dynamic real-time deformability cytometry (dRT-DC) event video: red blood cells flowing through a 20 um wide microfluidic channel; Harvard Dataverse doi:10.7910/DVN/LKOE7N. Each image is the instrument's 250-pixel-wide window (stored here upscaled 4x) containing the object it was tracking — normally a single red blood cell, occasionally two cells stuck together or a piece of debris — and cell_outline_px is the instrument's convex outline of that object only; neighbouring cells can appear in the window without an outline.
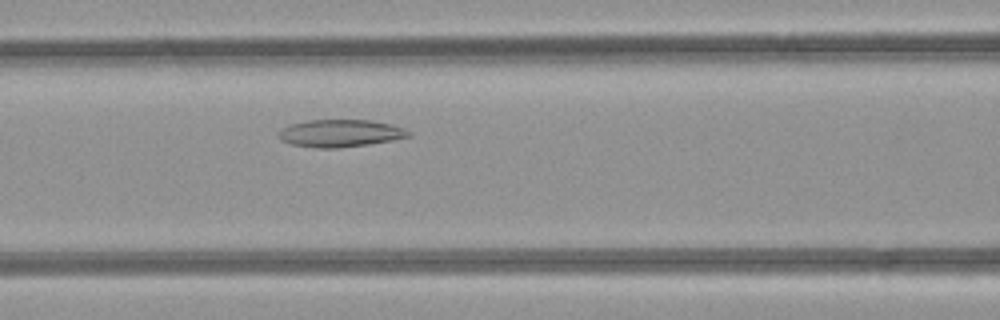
{"species": "common noctule bat (a hibernating species)", "species_latin": "Nyctalus noctula", "temperature_condition": "room temperature", "stored_images_in_passage": 31, "camera_frame_rate_fps": 3000, "um_per_image_px": 0.085, "animal": {"sex": "female", "body_mass_g": 21.9}, "frame": {"image": 1, "passage_image": 9, "time_ms": 2.667, "image_size_px": [1000, 320], "cell_outline_px": [[412, 136], [392, 140], [368, 144], [336, 148], [316, 148], [292, 144], [280, 140], [280, 128], [288, 124], [308, 120], [372, 120], [392, 124], [404, 128], [412, 132]], "centroid_in_image_um": [28.94, 11.32], "position_along_channel_um": 137.7, "area_um2": 20.87}}
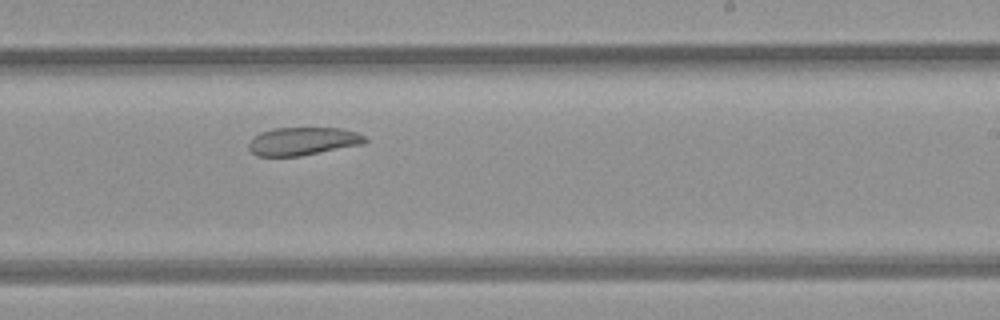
{"frame": {"image": 2, "passage_image": 18, "time_ms": 5.667, "image_size_px": [1000, 320], "cell_outline_px": [[368, 140], [364, 144], [300, 156], [256, 156], [248, 148], [248, 144], [260, 132], [272, 128], [340, 128], [356, 132], [364, 136]], "centroid_in_image_um": [25.75, 12.01], "position_along_channel_um": 263.2, "area_um2": 18.96}}
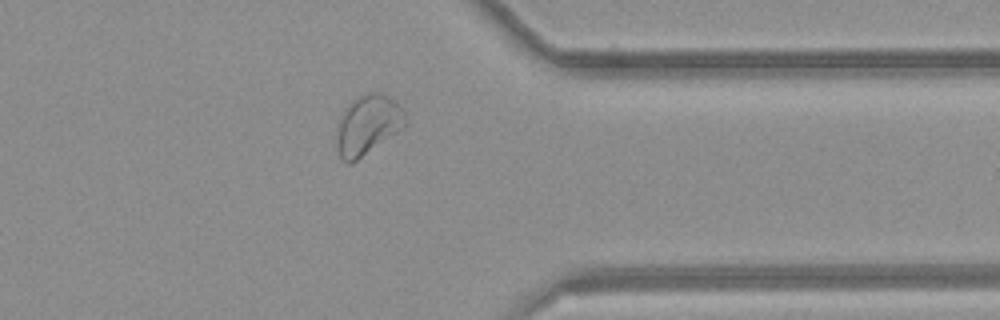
{"frame": {"image": 3, "passage_image": 27, "time_ms": 8.667, "image_size_px": [1000, 320], "cell_outline_px": [[408, 124], [404, 128], [352, 164], [348, 164], [340, 156], [336, 148], [336, 124], [344, 108], [352, 100], [364, 92], [380, 92], [388, 96], [404, 112], [408, 120]], "centroid_in_image_um": [31.23, 10.63], "position_along_channel_um": 380.2, "area_um2": 24.39}, "authors_computed_cell_mechanics": {"area_um2": 20.808, "velocity_mm_per_s": 4.2076, "shape_relaxation_time_tau1_ms": null, "shape_relaxation_time_tau2_ms": 8.0429, "deformation_change_tau1": null, "deformation_change_tau2": 0.1449}}